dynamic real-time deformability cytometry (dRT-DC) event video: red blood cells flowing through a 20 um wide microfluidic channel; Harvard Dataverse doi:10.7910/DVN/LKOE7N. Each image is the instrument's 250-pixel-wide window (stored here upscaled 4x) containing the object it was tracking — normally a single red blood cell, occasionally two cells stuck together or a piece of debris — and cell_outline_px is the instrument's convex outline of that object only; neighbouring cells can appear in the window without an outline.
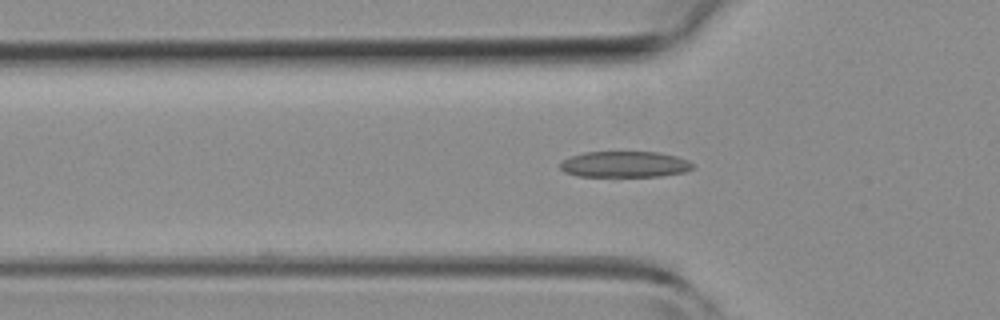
{"species": "common noctule bat (a hibernating species)", "species_latin": "Nyctalus noctula", "temperature_condition": "room temperature", "stored_images_in_passage": 2, "camera_frame_rate_fps": 3000, "um_per_image_px": 0.085, "animal": {"sex": "female", "body_mass_g": 19.3, "forearm_length_mm": 54.1}, "frame": {"image": 1, "passage_image": 2, "time_ms": 1.0, "image_size_px": [1000, 320], "cell_outline_px": [[696, 168], [684, 172], [660, 176], [576, 176], [564, 172], [560, 168], [560, 164], [564, 160], [572, 156], [584, 152], [656, 152], [676, 156], [688, 160]], "centroid_in_image_um": [53.11, 13.97], "position_along_channel_um": 72.7, "area_um2": 20.06}}